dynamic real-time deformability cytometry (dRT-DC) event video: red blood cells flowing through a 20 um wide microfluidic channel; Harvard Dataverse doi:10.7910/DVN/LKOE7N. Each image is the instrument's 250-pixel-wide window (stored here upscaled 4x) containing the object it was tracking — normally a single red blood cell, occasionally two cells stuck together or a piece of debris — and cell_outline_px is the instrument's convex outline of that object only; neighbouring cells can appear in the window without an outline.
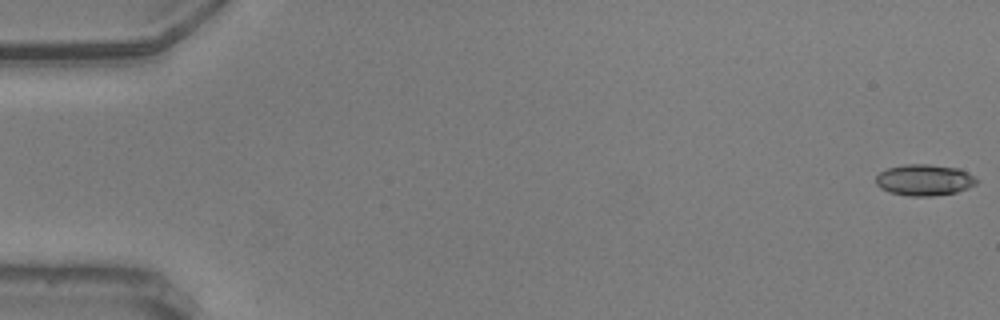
{"species": "common noctule bat (a hibernating species)", "species_latin": "Nyctalus noctula", "temperature_condition": "warm", "stored_images_in_passage": 20, "camera_frame_rate_fps": 3000, "um_per_image_px": 0.085, "animal": {"sex": "male", "body_mass_g": 20.5, "forearm_length_mm": 52.5}, "frame": {"image": 1, "passage_image": 1, "time_ms": 0.0, "image_size_px": [1000, 320], "cell_outline_px": [[976, 184], [968, 188], [956, 192], [932, 196], [908, 196], [888, 192], [880, 188], [876, 184], [876, 176], [880, 172], [888, 168], [904, 164], [928, 164], [960, 168], [972, 176], [976, 180]], "centroid_in_image_um": [78.53, 15.3], "position_along_channel_um": 6.5, "area_um2": 18.32}}
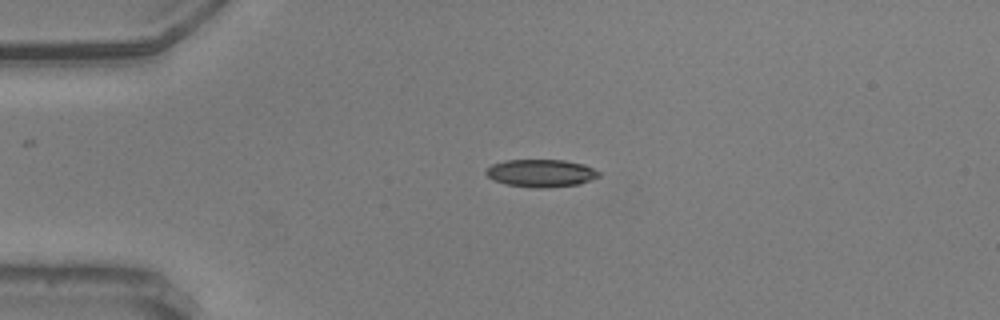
{"frame": {"image": 2, "passage_image": 14, "time_ms": 4.333, "image_size_px": [1000, 320], "cell_outline_px": [[600, 176], [580, 184], [548, 188], [532, 188], [508, 184], [496, 180], [488, 176], [484, 172], [492, 164], [504, 160], [564, 160], [584, 164], [600, 172]], "centroid_in_image_um": [46.01, 14.72], "position_along_channel_um": 39.0, "area_um2": 18.15}}